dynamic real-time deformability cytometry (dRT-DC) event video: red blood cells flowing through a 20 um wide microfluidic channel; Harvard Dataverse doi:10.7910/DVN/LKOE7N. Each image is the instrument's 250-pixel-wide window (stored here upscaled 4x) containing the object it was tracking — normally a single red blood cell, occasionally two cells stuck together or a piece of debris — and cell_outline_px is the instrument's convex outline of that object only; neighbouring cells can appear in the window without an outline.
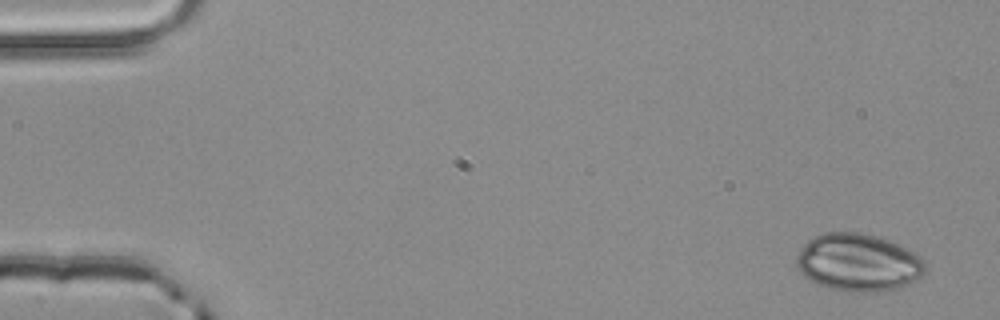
{"species": "common noctule bat (a hibernating species)", "species_latin": "Nyctalus noctula", "temperature_condition": "room temperature", "stored_images_in_passage": 4, "camera_frame_rate_fps": 3000, "um_per_image_px": 0.085, "animal": {"sex": "male", "body_mass_g": 20.4}, "frame": {"image": 1, "passage_image": 1, "time_ms": 0.0, "image_size_px": [1000, 320], "cell_outline_px": [[924, 272], [920, 280], [896, 288], [880, 292], [848, 292], [828, 288], [804, 276], [796, 268], [796, 256], [800, 248], [808, 240], [824, 232], [856, 232], [884, 236], [916, 252], [924, 260]], "centroid_in_image_um": [72.98, 22.3], "position_along_channel_um": 12.0, "area_um2": 43.93}}